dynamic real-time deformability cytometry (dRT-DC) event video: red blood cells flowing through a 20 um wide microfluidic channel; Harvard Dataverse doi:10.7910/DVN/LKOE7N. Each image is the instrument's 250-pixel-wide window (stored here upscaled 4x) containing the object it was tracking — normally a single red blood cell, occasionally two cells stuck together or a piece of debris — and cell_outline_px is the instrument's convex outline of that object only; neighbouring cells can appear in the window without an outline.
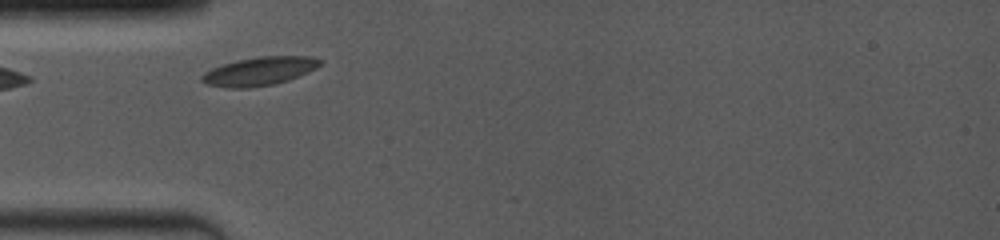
{"species": "common noctule bat (a hibernating species)", "species_latin": "Nyctalus noctula", "temperature_condition": "room temperature", "stored_images_in_passage": 3, "camera_frame_rate_fps": 4000, "um_per_image_px": 0.085, "animal": {"sex": "female", "body_mass_g": 19.0, "forearm_length_mm": 53.3}, "frame": {"image": 1, "passage_image": 1, "time_ms": 0.0, "image_size_px": [1000, 240], "cell_outline_px": [[324, 60], [316, 68], [308, 72], [288, 80], [272, 84], [248, 88], [228, 88], [204, 84], [200, 80], [200, 76], [204, 72], [212, 68], [236, 60], [260, 56], [312, 56]], "centroid_in_image_um": [22.03, 6.05], "position_along_channel_um": 63.0, "area_um2": 19.71}}